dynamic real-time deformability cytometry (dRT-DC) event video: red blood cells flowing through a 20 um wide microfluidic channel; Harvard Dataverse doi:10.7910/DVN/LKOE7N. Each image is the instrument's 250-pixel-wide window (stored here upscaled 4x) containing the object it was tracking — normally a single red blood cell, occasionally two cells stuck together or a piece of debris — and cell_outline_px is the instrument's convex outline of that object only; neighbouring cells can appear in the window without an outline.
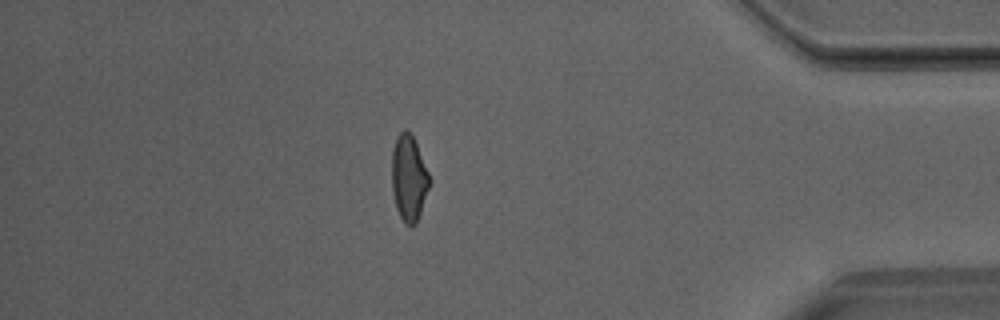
{"species": "Egyptian fruit bat (a non-hibernating species)", "species_latin": "Rousettus aegyptiacus", "temperature_condition": "room temperature", "stored_images_in_passage": 40, "camera_frame_rate_fps": 3000, "um_per_image_px": 0.085, "animal": {"sex": "male"}, "frame": {"image": 1, "passage_image": 39, "time_ms": 12.667, "image_size_px": [1000, 320], "cell_outline_px": [[432, 180], [416, 224], [404, 224], [396, 208], [392, 192], [392, 148], [400, 132], [404, 128], [408, 128], [416, 144]], "centroid_in_image_um": [34.75, 15.13], "position_along_channel_um": 400.4, "area_um2": 18.9}}